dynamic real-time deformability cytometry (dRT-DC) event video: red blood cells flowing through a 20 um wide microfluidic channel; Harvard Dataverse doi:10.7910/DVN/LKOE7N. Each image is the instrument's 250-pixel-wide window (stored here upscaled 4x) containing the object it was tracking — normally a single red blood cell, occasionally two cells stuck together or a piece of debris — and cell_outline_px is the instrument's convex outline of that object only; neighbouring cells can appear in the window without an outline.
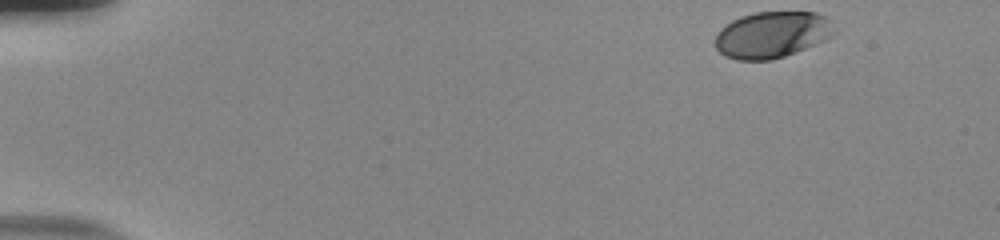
{"species": "human", "species_latin": "Homo sapiens", "temperature_condition": "room temperature", "stored_images_in_passage": 44, "camera_frame_rate_fps": 3000, "um_per_image_px": 0.085, "donor": {"sex": "male"}, "frame": {"image": 1, "passage_image": 1, "time_ms": 0.0, "image_size_px": [1000, 240], "cell_outline_px": [[836, 32], [832, 36], [816, 44], [784, 56], [772, 60], [736, 60], [724, 56], [716, 48], [716, 36], [720, 28], [732, 20], [740, 16], [756, 12], [816, 12], [824, 16]], "centroid_in_image_um": [65.59, 2.95], "position_along_channel_um": 19.4, "area_um2": 32.08}}
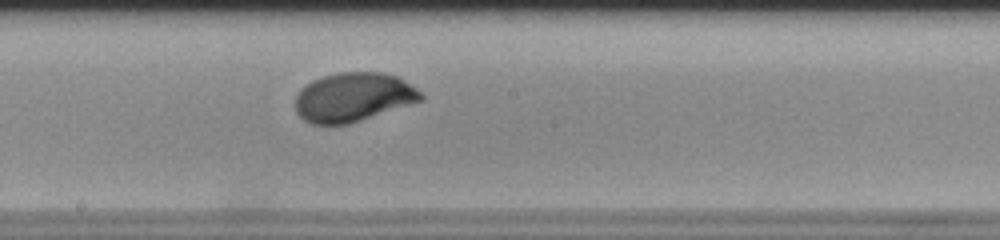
{"frame": {"image": 2, "passage_image": 27, "time_ms": 8.667, "image_size_px": [1000, 240], "cell_outline_px": [[424, 100], [348, 124], [312, 124], [304, 120], [296, 112], [296, 96], [300, 88], [312, 80], [324, 76], [340, 72], [384, 72], [396, 76], [416, 88], [424, 96]], "centroid_in_image_um": [30.02, 8.25], "position_along_channel_um": 218.2, "area_um2": 35.78}}
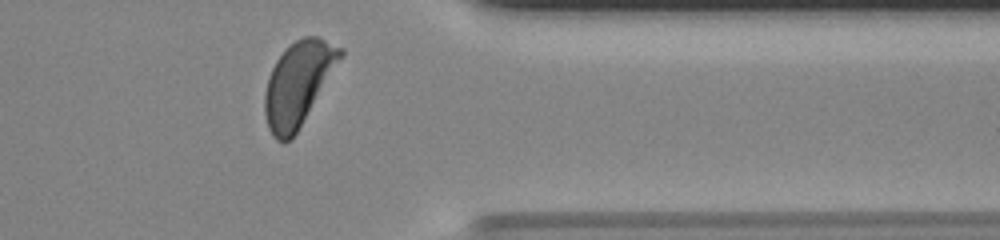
{"frame": {"image": 3, "passage_image": 41, "time_ms": 13.333, "image_size_px": [1000, 240], "cell_outline_px": [[344, 52], [296, 132], [284, 144], [276, 140], [272, 136], [268, 128], [264, 112], [264, 92], [268, 76], [276, 60], [296, 40], [304, 36], [316, 36], [344, 48]], "centroid_in_image_um": [25.3, 7.11], "position_along_channel_um": 386.1, "area_um2": 35.95}, "authors_computed_cell_mechanics": {"area_um2": 35.4314, "velocity_mm_per_s": 3.7559, "shape_relaxation_time_tau1_ms": 3.3081, "shape_relaxation_time_tau2_ms": null, "deformation_change_tau1": 0.1627, "deformation_change_tau2": null}}